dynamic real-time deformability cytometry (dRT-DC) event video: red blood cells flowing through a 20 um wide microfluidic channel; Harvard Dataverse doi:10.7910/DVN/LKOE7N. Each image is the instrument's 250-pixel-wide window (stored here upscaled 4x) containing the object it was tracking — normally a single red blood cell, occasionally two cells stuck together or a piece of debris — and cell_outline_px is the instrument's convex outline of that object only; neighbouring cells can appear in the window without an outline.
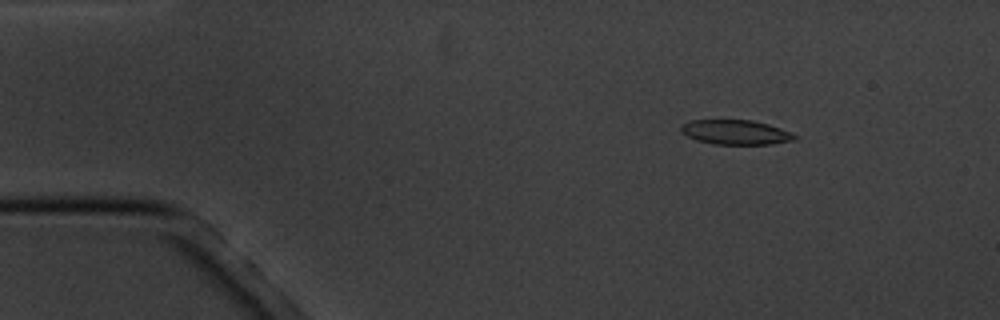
{"species": "common noctule bat (a hibernating species)", "species_latin": "Nyctalus noctula", "temperature_condition": "cold", "stored_images_in_passage": 11, "camera_frame_rate_fps": 3000, "um_per_image_px": 0.085, "animal": {"sex": "male", "body_mass_g": 20.1, "forearm_length_mm": 53.5}, "frame": {"image": 1, "passage_image": 3, "time_ms": 2.333, "image_size_px": [1000, 320], "cell_outline_px": [[796, 140], [772, 144], [716, 144], [696, 140], [680, 132], [680, 124], [692, 120], [752, 120], [768, 124], [780, 128], [796, 136]], "centroid_in_image_um": [62.49, 11.24], "position_along_channel_um": 22.5, "area_um2": 16.24}}
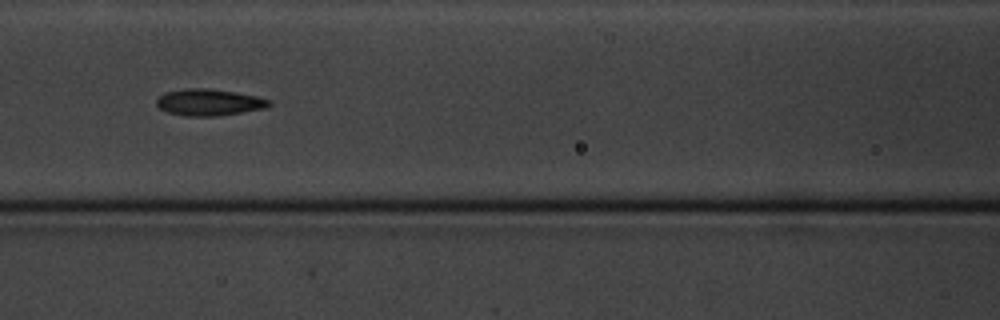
{"frame": {"image": 2, "passage_image": 8, "time_ms": 8.0, "image_size_px": [1000, 320], "cell_outline_px": [[272, 104], [264, 108], [216, 116], [188, 116], [168, 112], [160, 108], [156, 104], [156, 100], [164, 92], [184, 88], [208, 88], [236, 92], [256, 96], [272, 100]], "centroid_in_image_um": [17.76, 8.68], "position_along_channel_um": 148.8, "area_um2": 17.4}}
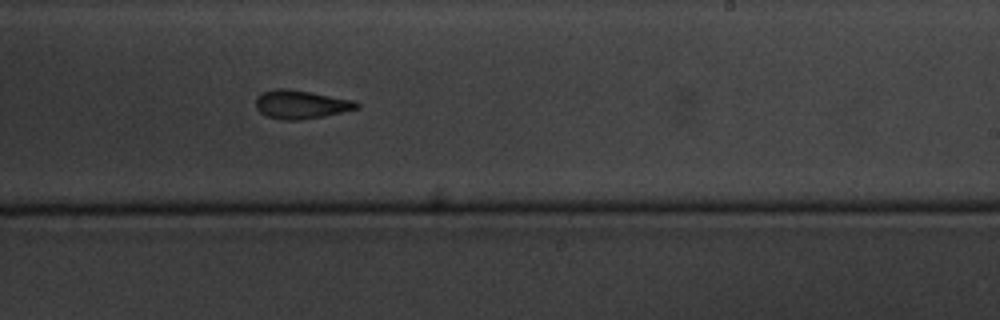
{"frame": {"image": 3, "passage_image": 11, "time_ms": 11.333, "image_size_px": [1000, 320], "cell_outline_px": [[360, 108], [324, 116], [300, 120], [280, 120], [268, 116], [260, 112], [256, 108], [256, 96], [264, 92], [276, 88], [284, 88], [312, 92], [356, 100], [360, 104]], "centroid_in_image_um": [25.61, 8.87], "position_along_channel_um": 263.4, "area_um2": 16.94}}